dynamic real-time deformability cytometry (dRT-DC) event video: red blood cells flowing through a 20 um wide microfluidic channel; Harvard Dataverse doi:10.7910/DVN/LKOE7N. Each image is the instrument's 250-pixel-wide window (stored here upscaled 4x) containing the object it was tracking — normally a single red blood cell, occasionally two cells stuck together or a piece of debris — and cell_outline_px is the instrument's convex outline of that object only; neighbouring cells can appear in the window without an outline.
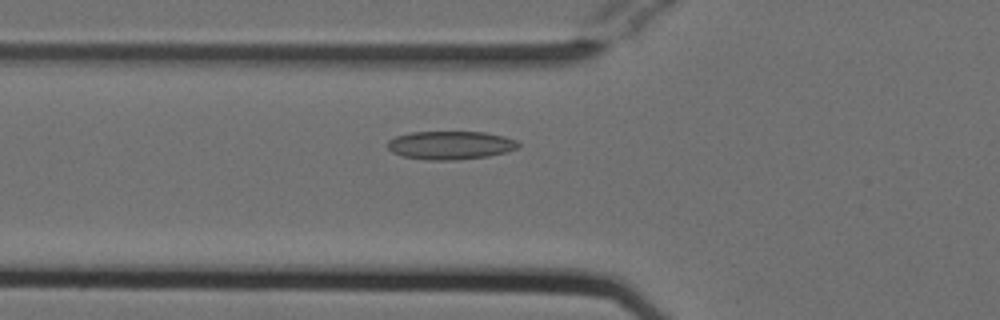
{"species": "Egyptian fruit bat (a non-hibernating species)", "species_latin": "Rousettus aegyptiacus", "temperature_condition": "cold", "stored_images_in_passage": 53, "camera_frame_rate_fps": 3000, "um_per_image_px": 0.085, "animal": {"sex": "female"}, "frame": {"image": 1, "passage_image": 19, "time_ms": 6.0, "image_size_px": [1000, 320], "cell_outline_px": [[520, 148], [508, 152], [488, 156], [456, 160], [428, 160], [404, 156], [392, 152], [388, 148], [388, 140], [396, 136], [412, 132], [484, 132], [504, 136], [516, 140], [520, 144]], "centroid_in_image_um": [38.33, 12.34], "position_along_channel_um": 87.5, "area_um2": 21.68}}
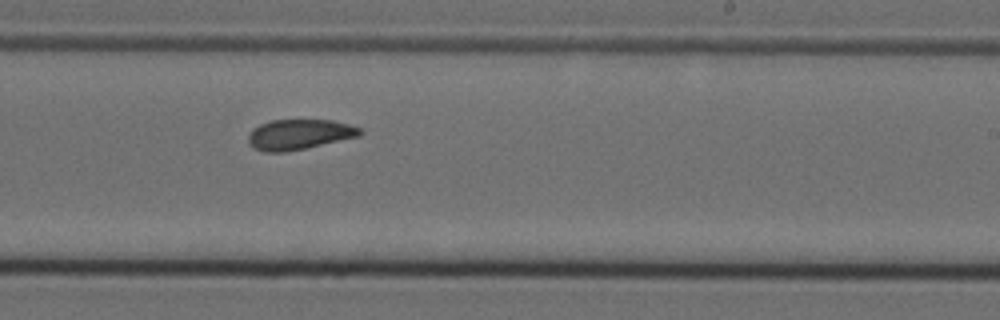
{"frame": {"image": 2, "passage_image": 33, "time_ms": 10.667, "image_size_px": [1000, 320], "cell_outline_px": [[364, 132], [360, 136], [304, 148], [284, 152], [264, 152], [252, 148], [248, 144], [248, 136], [252, 128], [260, 124], [272, 120], [332, 120], [348, 124], [360, 128]], "centroid_in_image_um": [25.4, 11.43], "position_along_channel_um": 263.6, "area_um2": 19.71}}
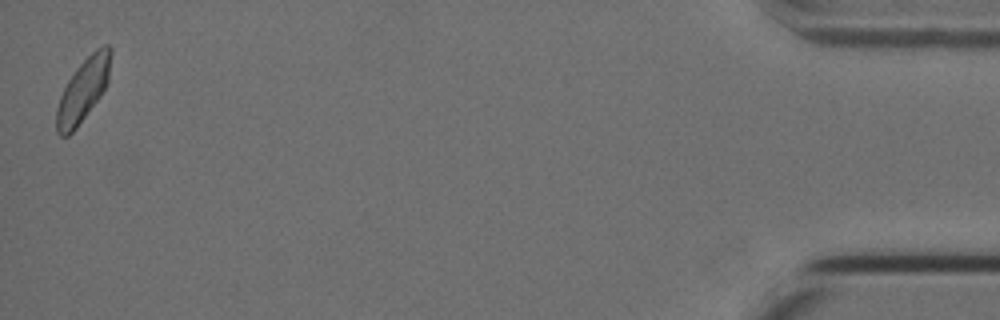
{"frame": {"image": 3, "passage_image": 53, "time_ms": 17.333, "image_size_px": [1000, 320], "cell_outline_px": [[112, 52], [108, 80], [100, 96], [76, 128], [68, 136], [60, 136], [56, 132], [56, 108], [60, 96], [68, 80], [76, 68], [96, 48], [104, 44], [108, 44], [112, 48]], "centroid_in_image_um": [7.06, 7.64], "position_along_channel_um": 428.1, "area_um2": 19.83}, "authors_computed_cell_mechanics": {"area_um2": 20.2878, "velocity_mm_per_s": 3.7665, "shape_relaxation_time_tau1_ms": 7.9767, "shape_relaxation_time_tau2_ms": 2.4409, "deformation_change_tau1": 0.1628, "deformation_change_tau2": 0.0852}}